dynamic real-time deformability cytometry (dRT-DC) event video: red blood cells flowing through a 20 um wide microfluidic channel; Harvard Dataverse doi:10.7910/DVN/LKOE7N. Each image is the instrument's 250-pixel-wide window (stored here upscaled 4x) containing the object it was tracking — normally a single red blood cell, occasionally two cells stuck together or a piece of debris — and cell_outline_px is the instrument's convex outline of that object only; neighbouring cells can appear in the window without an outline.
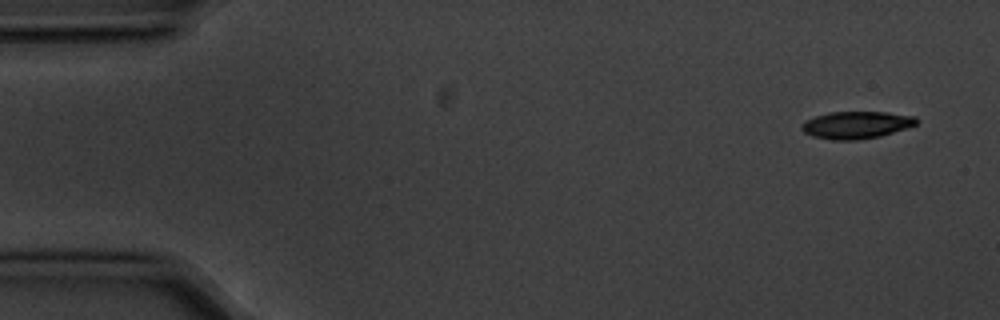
{"species": "common noctule bat (a hibernating species)", "species_latin": "Nyctalus noctula", "temperature_condition": "cold", "stored_images_in_passage": 4, "camera_frame_rate_fps": 3000, "um_per_image_px": 0.085, "animal": {"sex": "male", "body_mass_g": 20.1, "forearm_length_mm": 53.5}, "frame": {"image": 1, "passage_image": 1, "time_ms": 0.0, "image_size_px": [1000, 320], "cell_outline_px": [[920, 120], [916, 124], [908, 128], [880, 136], [856, 140], [832, 140], [812, 136], [804, 132], [800, 128], [800, 124], [804, 120], [828, 112], [888, 112], [916, 116]], "centroid_in_image_um": [72.79, 10.61], "position_along_channel_um": 12.2, "area_um2": 18.5}}
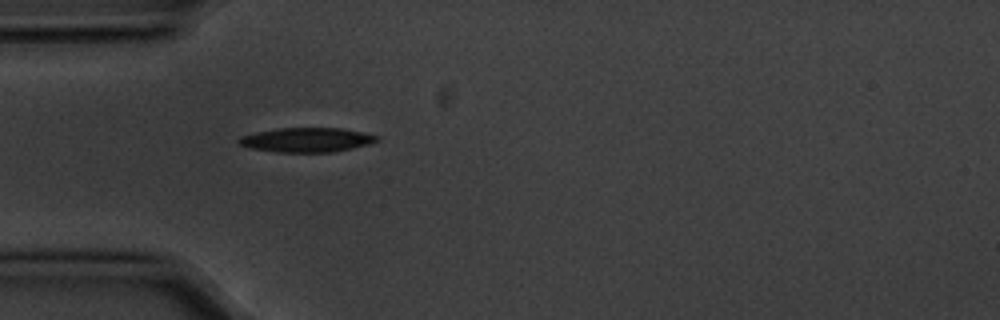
{"frame": {"image": 2, "passage_image": 4, "time_ms": 1.0, "image_size_px": [1000, 320], "cell_outline_px": [[380, 140], [372, 144], [332, 152], [276, 152], [252, 148], [236, 144], [236, 140], [244, 136], [256, 132], [280, 128], [340, 128], [380, 136]], "centroid_in_image_um": [26.1, 11.89], "position_along_channel_um": 58.9, "area_um2": 19.59}}